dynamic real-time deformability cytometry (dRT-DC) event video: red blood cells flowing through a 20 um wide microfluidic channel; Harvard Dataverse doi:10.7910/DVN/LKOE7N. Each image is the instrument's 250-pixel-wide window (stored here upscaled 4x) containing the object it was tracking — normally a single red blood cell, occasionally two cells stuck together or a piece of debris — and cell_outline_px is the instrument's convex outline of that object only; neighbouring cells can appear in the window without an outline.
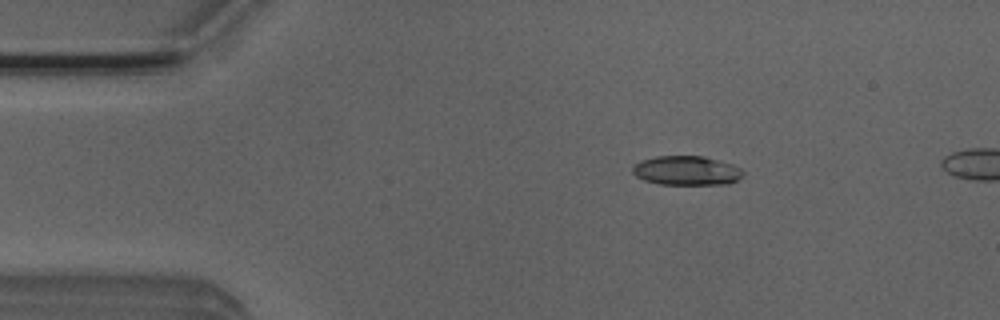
{"species": "Egyptian fruit bat (a non-hibernating species)", "species_latin": "Rousettus aegyptiacus", "temperature_condition": "room temperature", "stored_images_in_passage": 49, "camera_frame_rate_fps": 3000, "um_per_image_px": 0.085, "animal": {"sex": "male"}, "frame": {"image": 1, "passage_image": 9, "time_ms": 2.667, "image_size_px": [1000, 320], "cell_outline_px": [[744, 172], [736, 180], [728, 184], [660, 184], [644, 180], [636, 176], [632, 172], [632, 164], [640, 160], [656, 156], [704, 156], [732, 164], [740, 168]], "centroid_in_image_um": [58.31, 14.49], "position_along_channel_um": 26.7, "area_um2": 18.84}}
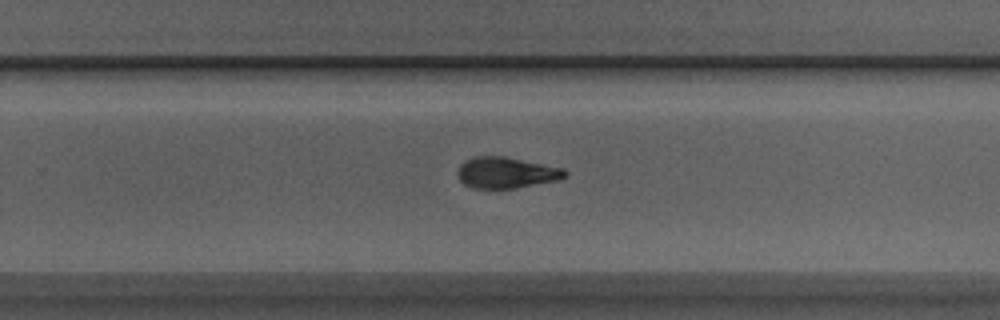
{"frame": {"image": 2, "passage_image": 33, "time_ms": 10.667, "image_size_px": [1000, 320], "cell_outline_px": [[568, 176], [560, 180], [516, 188], [472, 188], [464, 184], [460, 180], [456, 172], [460, 164], [476, 156], [504, 156], [564, 168], [568, 172]], "centroid_in_image_um": [43.07, 14.68], "position_along_channel_um": 286.7, "area_um2": 19.59}}
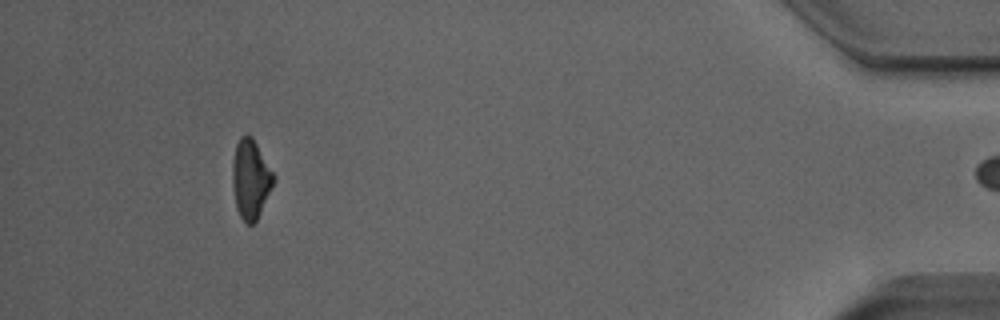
{"frame": {"image": 3, "passage_image": 48, "time_ms": 15.667, "image_size_px": [1000, 320], "cell_outline_px": [[276, 180], [256, 220], [252, 224], [248, 224], [240, 216], [236, 208], [232, 184], [232, 160], [236, 144], [240, 136], [252, 136], [276, 176]], "centroid_in_image_um": [21.3, 15.2], "position_along_channel_um": 413.9, "area_um2": 19.02}, "authors_computed_cell_mechanics": {"area_um2": 19.652, "velocity_mm_per_s": 3.9705, "shape_relaxation_time_tau1_ms": 5.7841, "shape_relaxation_time_tau2_ms": 3.6491, "deformation_change_tau1": 0.1676, "deformation_change_tau2": 0.1145}}